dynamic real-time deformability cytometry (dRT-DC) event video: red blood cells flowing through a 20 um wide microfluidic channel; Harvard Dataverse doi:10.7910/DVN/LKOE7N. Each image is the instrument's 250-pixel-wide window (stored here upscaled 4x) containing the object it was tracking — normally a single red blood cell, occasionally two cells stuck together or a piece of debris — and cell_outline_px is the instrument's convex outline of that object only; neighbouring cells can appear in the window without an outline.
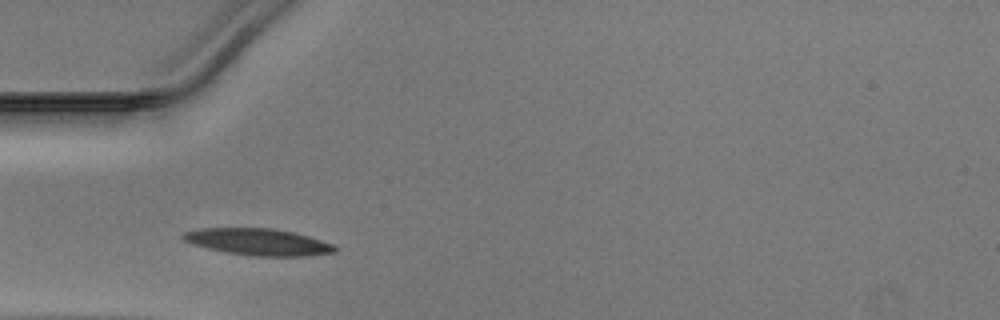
{"species": "Egyptian fruit bat (a non-hibernating species)", "species_latin": "Rousettus aegyptiacus", "temperature_condition": "warm", "stored_images_in_passage": 4, "camera_frame_rate_fps": 3000, "um_per_image_px": 0.085, "animal": {"sex": "male"}, "frame": {"image": 1, "passage_image": 3, "time_ms": 0.667, "image_size_px": [1000, 320], "cell_outline_px": [[336, 252], [304, 256], [252, 256], [224, 252], [192, 244], [184, 240], [180, 236], [184, 232], [200, 228], [272, 228], [292, 232], [308, 236], [332, 244], [336, 248]], "centroid_in_image_um": [21.9, 20.56], "position_along_channel_um": 63.1, "area_um2": 23.52}}